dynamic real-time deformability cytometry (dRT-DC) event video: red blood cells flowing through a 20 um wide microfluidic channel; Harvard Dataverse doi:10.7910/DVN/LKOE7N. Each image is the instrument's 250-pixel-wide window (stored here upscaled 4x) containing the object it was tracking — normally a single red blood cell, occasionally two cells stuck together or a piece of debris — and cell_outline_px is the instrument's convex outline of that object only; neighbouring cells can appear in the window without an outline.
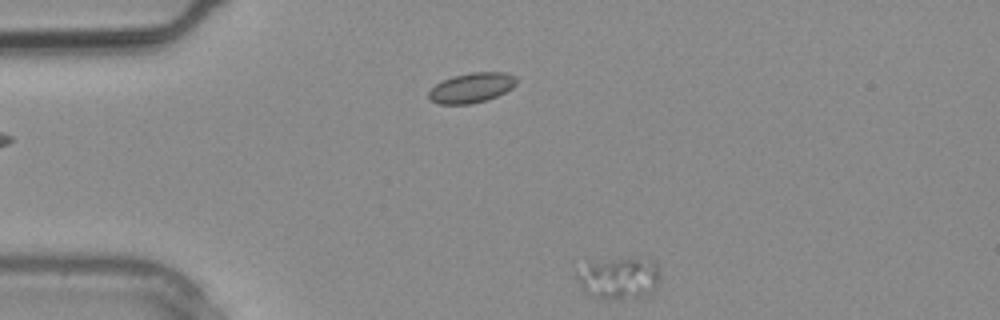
{"species": "common noctule bat (a hibernating species)", "species_latin": "Nyctalus noctula", "temperature_condition": "warm", "stored_images_in_passage": 4, "camera_frame_rate_fps": 3000, "um_per_image_px": 0.085, "animal": {"sex": "male", "body_mass_g": 20.4}, "frame": {"image": 1, "passage_image": 4, "time_ms": 1.0, "image_size_px": [1000, 320], "cell_outline_px": [[660, 276], [656, 288], [652, 292], [640, 296], [620, 300], [596, 296], [584, 292], [572, 268], [588, 260], [632, 256], [636, 256], [652, 260], [656, 264]], "centroid_in_image_um": [52.54, 23.55], "position_along_channel_um": 32.5, "area_um2": 21.39}}